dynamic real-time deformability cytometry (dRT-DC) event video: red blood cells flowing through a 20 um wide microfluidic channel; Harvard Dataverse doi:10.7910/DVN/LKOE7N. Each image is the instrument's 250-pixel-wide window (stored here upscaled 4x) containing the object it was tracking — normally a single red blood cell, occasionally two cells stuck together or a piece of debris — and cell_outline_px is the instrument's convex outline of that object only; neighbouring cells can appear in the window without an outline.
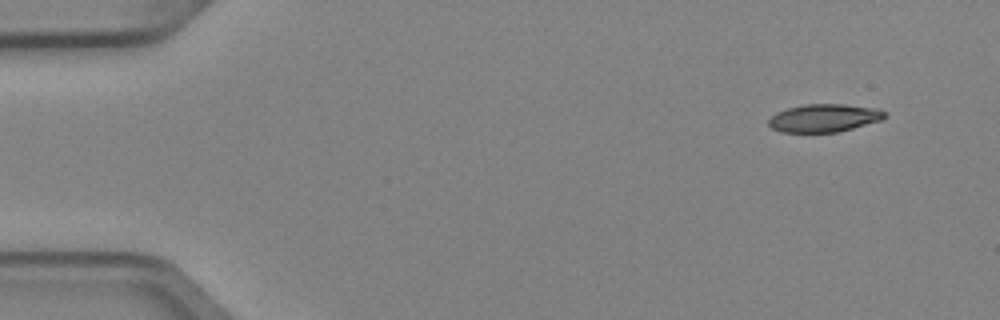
{"species": "Egyptian fruit bat (a non-hibernating species)", "species_latin": "Rousettus aegyptiacus", "temperature_condition": "cold", "stored_images_in_passage": 5, "camera_frame_rate_fps": 3000, "um_per_image_px": 0.085, "animal": {"sex": "female"}, "frame": {"image": 1, "passage_image": 1, "time_ms": 0.0, "image_size_px": [1000, 320], "cell_outline_px": [[888, 116], [880, 120], [852, 128], [836, 132], [780, 132], [772, 128], [768, 124], [768, 120], [776, 112], [788, 108], [804, 104], [844, 104], [880, 108]], "centroid_in_image_um": [70.05, 10.02], "position_along_channel_um": 15.0, "area_um2": 18.9}}
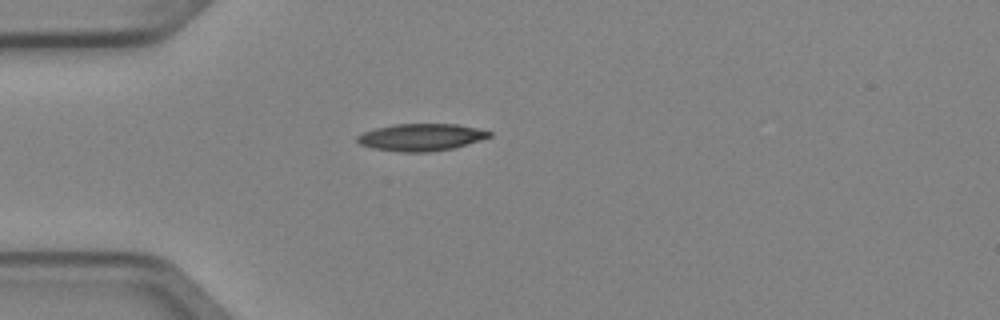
{"frame": {"image": 2, "passage_image": 3, "time_ms": 0.667, "image_size_px": [1000, 320], "cell_outline_px": [[492, 136], [452, 148], [428, 152], [400, 152], [372, 148], [360, 144], [356, 140], [356, 136], [364, 132], [376, 128], [396, 124], [456, 124], [476, 128], [492, 132]], "centroid_in_image_um": [35.76, 11.66], "position_along_channel_um": 49.2, "area_um2": 20.69}}
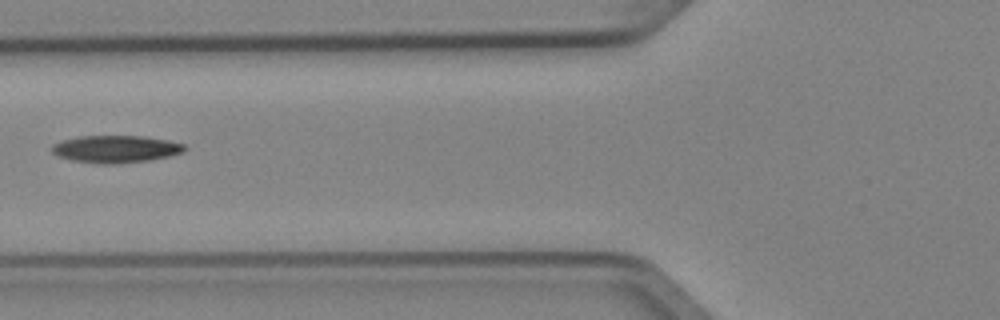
{"frame": {"image": 3, "passage_image": 5, "time_ms": 1.333, "image_size_px": [1000, 320], "cell_outline_px": [[188, 148], [184, 152], [168, 156], [148, 160], [116, 164], [100, 164], [72, 160], [56, 156], [52, 152], [52, 144], [64, 140], [80, 136], [144, 136], [168, 140], [184, 144]], "centroid_in_image_um": [9.85, 12.67], "position_along_channel_um": 116.0, "area_um2": 21.15}}